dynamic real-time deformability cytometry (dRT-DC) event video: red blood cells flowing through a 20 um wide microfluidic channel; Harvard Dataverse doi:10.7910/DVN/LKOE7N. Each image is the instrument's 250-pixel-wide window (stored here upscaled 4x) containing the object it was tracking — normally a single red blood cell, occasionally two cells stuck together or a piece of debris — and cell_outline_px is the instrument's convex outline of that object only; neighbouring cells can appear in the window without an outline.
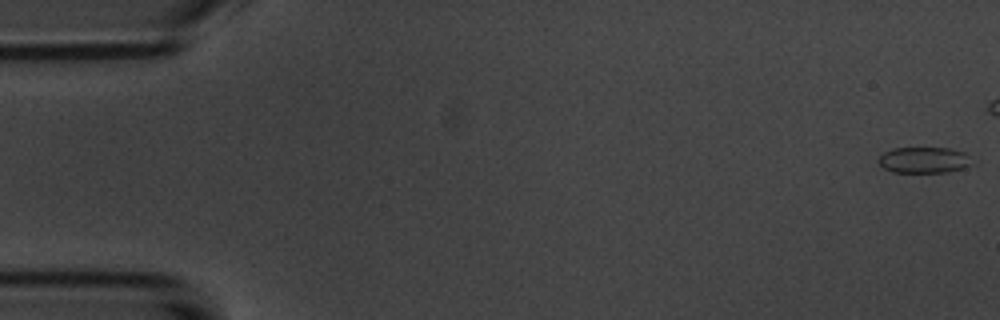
{"species": "common noctule bat (a hibernating species)", "species_latin": "Nyctalus noctula", "temperature_condition": "room temperature", "stored_images_in_passage": 7, "camera_frame_rate_fps": 3000, "um_per_image_px": 0.085, "animal": {"sex": "male", "body_mass_g": 20.1, "forearm_length_mm": 53.5}, "frame": {"image": 1, "passage_image": 1, "time_ms": 0.0, "image_size_px": [1000, 320], "cell_outline_px": [[968, 164], [964, 168], [948, 172], [892, 172], [884, 168], [876, 160], [884, 152], [892, 148], [948, 148], [964, 152]], "centroid_in_image_um": [78.43, 13.6], "position_along_channel_um": 6.6, "area_um2": 13.87}}
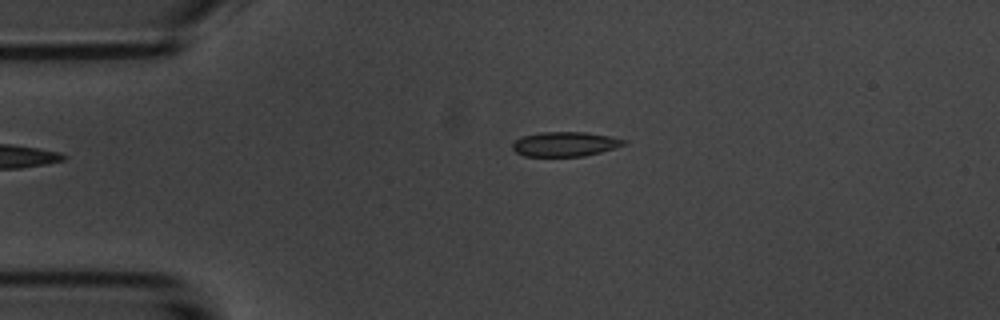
{"frame": {"image": 2, "passage_image": 7, "time_ms": 7.667, "image_size_px": [1000, 320], "cell_outline_px": [[628, 140], [624, 144], [600, 152], [584, 156], [524, 156], [516, 152], [512, 148], [512, 144], [516, 140], [524, 136], [540, 132], [584, 132], [608, 136]], "centroid_in_image_um": [48.0, 12.25], "position_along_channel_um": 37.0, "area_um2": 15.72}}